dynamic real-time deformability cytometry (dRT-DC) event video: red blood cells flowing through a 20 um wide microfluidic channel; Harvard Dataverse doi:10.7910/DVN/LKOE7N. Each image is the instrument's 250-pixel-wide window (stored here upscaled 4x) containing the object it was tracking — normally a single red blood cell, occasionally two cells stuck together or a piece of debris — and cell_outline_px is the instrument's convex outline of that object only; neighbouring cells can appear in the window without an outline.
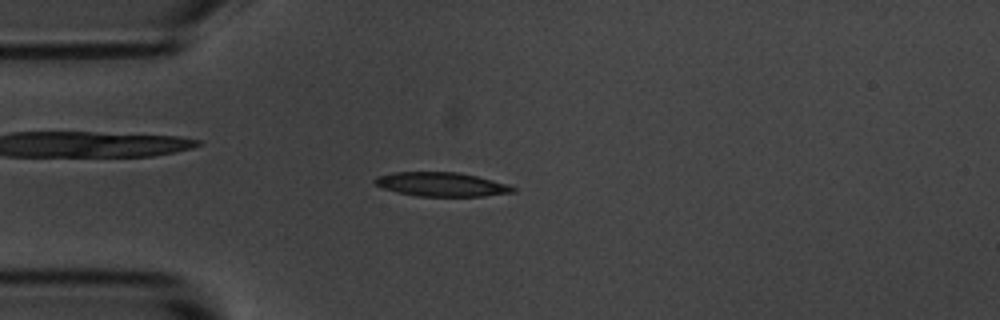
{"species": "common noctule bat (a hibernating species)", "species_latin": "Nyctalus noctula", "temperature_condition": "room temperature", "stored_images_in_passage": 54, "camera_frame_rate_fps": 3000, "um_per_image_px": 0.085, "animal": {"sex": "male", "body_mass_g": 20.1, "forearm_length_mm": 53.5}, "frame": {"image": 1, "passage_image": 13, "time_ms": 4.0, "image_size_px": [1000, 320], "cell_outline_px": [[516, 192], [484, 196], [416, 196], [396, 192], [384, 188], [376, 184], [372, 180], [376, 176], [392, 172], [456, 172], [476, 176], [508, 184], [516, 188]], "centroid_in_image_um": [37.51, 15.67], "position_along_channel_um": 47.5, "area_um2": 19.36}}
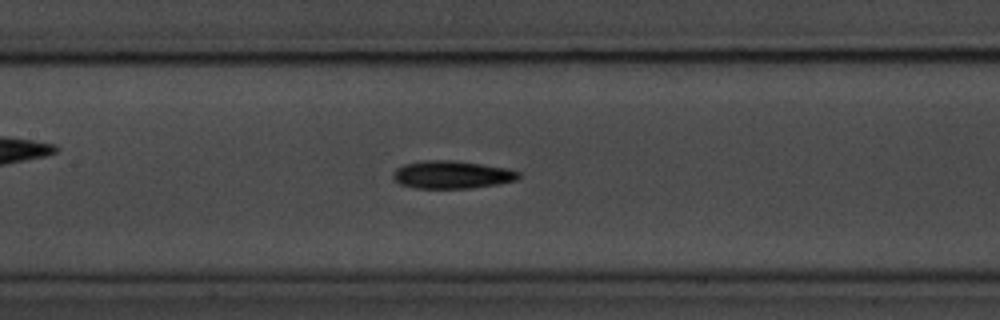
{"frame": {"image": 2, "passage_image": 24, "time_ms": 7.667, "image_size_px": [1000, 320], "cell_outline_px": [[520, 176], [516, 180], [496, 184], [472, 188], [416, 188], [400, 184], [392, 176], [392, 172], [396, 168], [404, 164], [424, 160], [456, 160], [508, 168], [520, 172]], "centroid_in_image_um": [38.4, 14.84], "position_along_channel_um": 169.0, "area_um2": 20.4}}
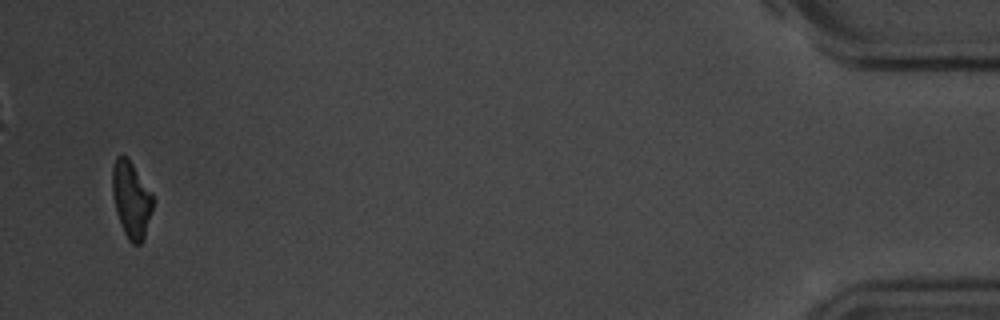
{"frame": {"image": 3, "passage_image": 52, "time_ms": 17.0, "image_size_px": [1000, 320], "cell_outline_px": [[152, 208], [144, 236], [140, 244], [132, 244], [128, 240], [124, 232], [116, 212], [112, 196], [112, 164], [116, 156], [124, 156], [132, 164], [152, 192]], "centroid_in_image_um": [11.13, 16.95], "position_along_channel_um": 424.1, "area_um2": 17.8}, "authors_computed_cell_mechanics": {"area_um2": 19.363, "velocity_mm_per_s": 3.6452, "shape_relaxation_time_tau1_ms": 2.8422, "shape_relaxation_time_tau2_ms": null, "deformation_change_tau1": 0.1173, "deformation_change_tau2": null}}